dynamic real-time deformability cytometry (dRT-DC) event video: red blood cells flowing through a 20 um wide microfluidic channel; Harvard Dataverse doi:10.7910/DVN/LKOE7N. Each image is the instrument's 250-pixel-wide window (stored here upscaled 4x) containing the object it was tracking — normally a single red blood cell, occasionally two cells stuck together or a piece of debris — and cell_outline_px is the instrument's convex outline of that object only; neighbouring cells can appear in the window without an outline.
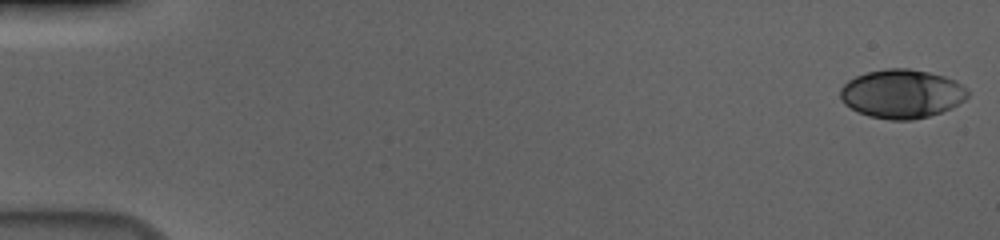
{"species": "human", "species_latin": "Homo sapiens", "temperature_condition": "cold", "stored_images_in_passage": 56, "camera_frame_rate_fps": 3000, "um_per_image_px": 0.085, "donor": {"sex": "male"}, "frame": {"image": 1, "passage_image": 1, "time_ms": 0.0, "image_size_px": [1000, 240], "cell_outline_px": [[968, 96], [964, 100], [952, 108], [928, 116], [912, 120], [888, 120], [868, 116], [856, 112], [844, 104], [840, 100], [840, 88], [848, 80], [856, 76], [868, 72], [888, 68], [908, 68], [928, 72], [944, 76], [956, 80], [968, 92]], "centroid_in_image_um": [76.62, 7.98], "position_along_channel_um": 8.4, "area_um2": 36.36}}
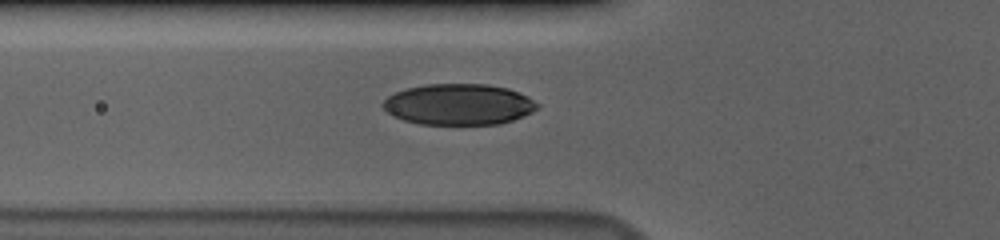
{"frame": {"image": 2, "passage_image": 21, "time_ms": 6.667, "image_size_px": [1000, 240], "cell_outline_px": [[540, 108], [532, 112], [512, 120], [500, 124], [420, 124], [404, 120], [392, 116], [380, 104], [388, 96], [396, 92], [408, 88], [424, 84], [488, 84], [508, 88], [528, 96], [540, 104]], "centroid_in_image_um": [39.01, 8.87], "position_along_channel_um": 86.8, "area_um2": 37.05}}
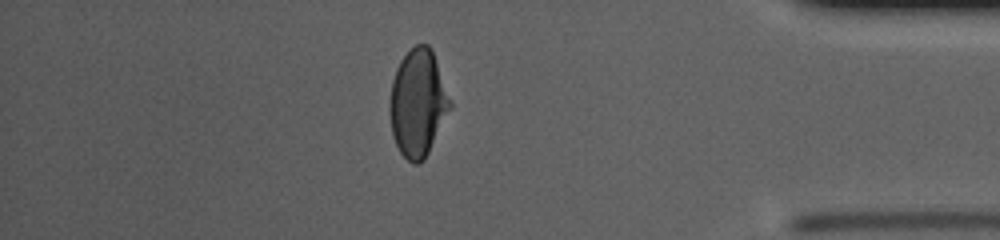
{"frame": {"image": 3, "passage_image": 49, "time_ms": 16.0, "image_size_px": [1000, 240], "cell_outline_px": [[452, 108], [424, 160], [416, 164], [412, 164], [400, 152], [392, 136], [388, 108], [388, 104], [392, 80], [396, 68], [400, 60], [416, 44], [428, 44], [432, 48], [452, 100]], "centroid_in_image_um": [35.53, 8.75], "position_along_channel_um": 399.7, "area_um2": 38.26}, "authors_computed_cell_mechanics": {"area_um2": 36.8764, "velocity_mm_per_s": 3.6817, "shape_relaxation_time_tau1_ms": 3.6299, "shape_relaxation_time_tau2_ms": 1.6841, "deformation_change_tau1": 0.1461, "deformation_change_tau2": 0.0372}}